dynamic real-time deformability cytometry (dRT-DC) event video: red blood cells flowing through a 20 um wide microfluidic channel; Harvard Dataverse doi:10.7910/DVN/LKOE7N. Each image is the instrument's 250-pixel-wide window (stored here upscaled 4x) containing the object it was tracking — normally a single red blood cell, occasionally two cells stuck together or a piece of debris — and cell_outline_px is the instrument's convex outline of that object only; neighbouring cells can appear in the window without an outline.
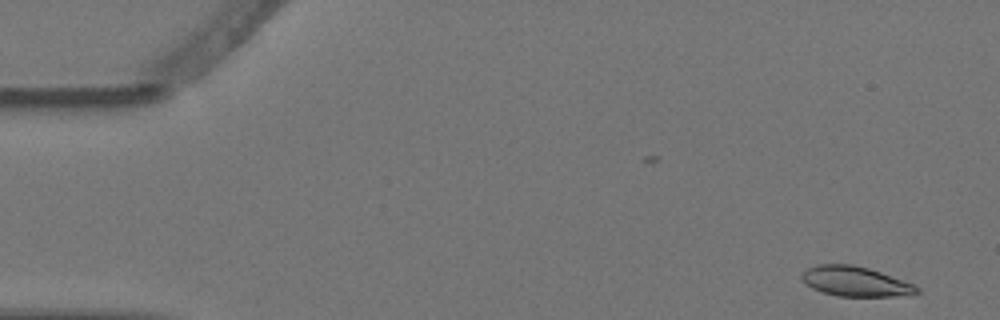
{"species": "Egyptian fruit bat (a non-hibernating species)", "species_latin": "Rousettus aegyptiacus", "temperature_condition": "warm", "stored_images_in_passage": 7, "camera_frame_rate_fps": 3000, "um_per_image_px": 0.085, "animal": {"sex": "female"}, "frame": {"image": 1, "passage_image": 1, "time_ms": 0.0, "image_size_px": [1000, 320], "cell_outline_px": [[920, 292], [892, 296], [836, 296], [812, 288], [800, 276], [808, 268], [816, 264], [852, 264], [868, 268], [880, 272], [912, 284], [920, 288]], "centroid_in_image_um": [72.68, 23.91], "position_along_channel_um": 12.3, "area_um2": 19.59}}
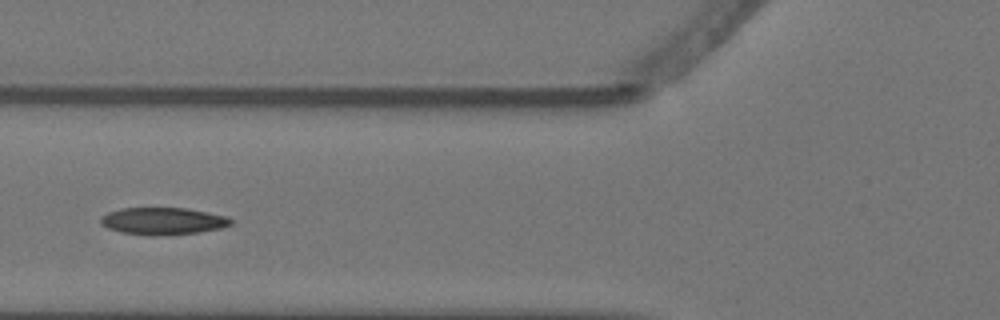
{"frame": {"image": 2, "passage_image": 5, "time_ms": 1.333, "image_size_px": [1000, 320], "cell_outline_px": [[236, 220], [232, 224], [224, 228], [196, 232], [160, 236], [152, 236], [120, 232], [108, 228], [100, 224], [100, 216], [108, 212], [120, 208], [188, 208], [228, 216]], "centroid_in_image_um": [13.88, 18.79], "position_along_channel_um": 111.9, "area_um2": 20.98}}
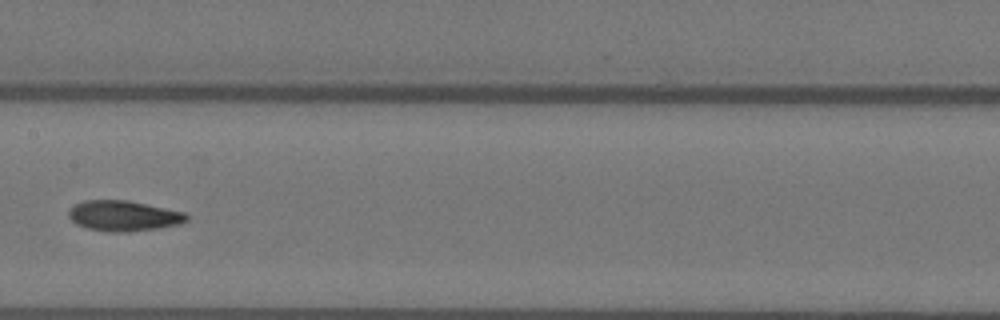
{"frame": {"image": 3, "passage_image": 7, "time_ms": 2.0, "image_size_px": [1000, 320], "cell_outline_px": [[188, 220], [180, 224], [156, 228], [128, 232], [108, 232], [88, 228], [76, 224], [68, 216], [68, 208], [84, 200], [128, 200], [184, 212], [188, 216]], "centroid_in_image_um": [10.48, 18.34], "position_along_channel_um": 196.9, "area_um2": 20.92}}